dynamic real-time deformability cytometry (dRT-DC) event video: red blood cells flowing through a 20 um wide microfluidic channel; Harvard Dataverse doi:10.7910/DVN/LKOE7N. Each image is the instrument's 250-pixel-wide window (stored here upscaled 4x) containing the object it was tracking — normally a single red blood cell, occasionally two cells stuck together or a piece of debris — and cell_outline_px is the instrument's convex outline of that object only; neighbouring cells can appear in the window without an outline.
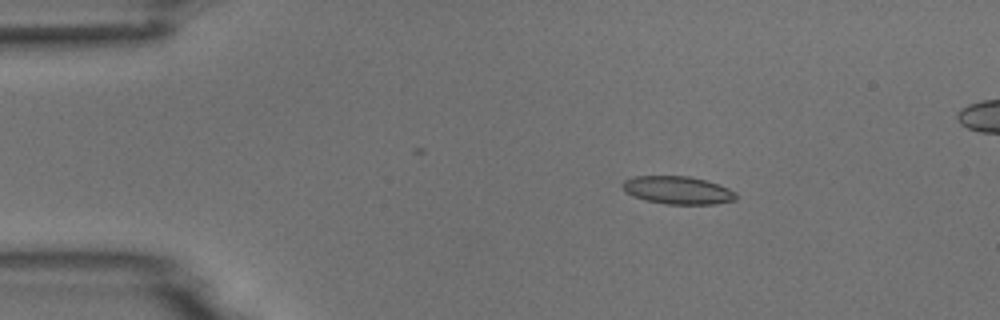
{"species": "common noctule bat (a hibernating species)", "species_latin": "Nyctalus noctula", "temperature_condition": "room temperature", "stored_images_in_passage": 6, "camera_frame_rate_fps": 3000, "um_per_image_px": 0.085, "animal": {"sex": "male", "body_mass_g": 18.8}, "frame": {"image": 1, "passage_image": 3, "time_ms": 2.333, "image_size_px": [1000, 320], "cell_outline_px": [[736, 200], [716, 204], [668, 204], [644, 200], [632, 196], [624, 192], [620, 184], [624, 180], [632, 176], [688, 176], [704, 180], [728, 188], [736, 192]], "centroid_in_image_um": [57.55, 16.17], "position_along_channel_um": 27.5, "area_um2": 18.55}}